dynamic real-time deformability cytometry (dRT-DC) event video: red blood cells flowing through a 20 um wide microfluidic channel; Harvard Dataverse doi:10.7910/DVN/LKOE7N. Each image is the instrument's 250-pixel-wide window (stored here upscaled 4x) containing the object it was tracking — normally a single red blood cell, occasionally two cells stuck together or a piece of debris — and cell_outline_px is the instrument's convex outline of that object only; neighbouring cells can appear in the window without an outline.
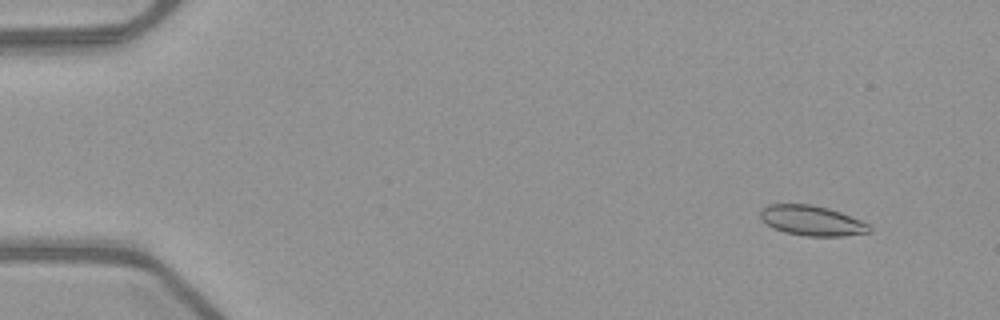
{"species": "common noctule bat (a hibernating species)", "species_latin": "Nyctalus noctula", "temperature_condition": "warm", "stored_images_in_passage": 53, "camera_frame_rate_fps": 3000, "um_per_image_px": 0.085, "animal": {"sex": "female", "body_mass_g": 21.9}, "frame": {"image": 1, "passage_image": 5, "time_ms": 1.333, "image_size_px": [1000, 320], "cell_outline_px": [[872, 232], [844, 236], [804, 236], [784, 232], [772, 228], [760, 220], [760, 208], [768, 204], [812, 204], [828, 208], [840, 212], [860, 220], [868, 224], [872, 228]], "centroid_in_image_um": [68.97, 18.75], "position_along_channel_um": 16.0, "area_um2": 19.36}}
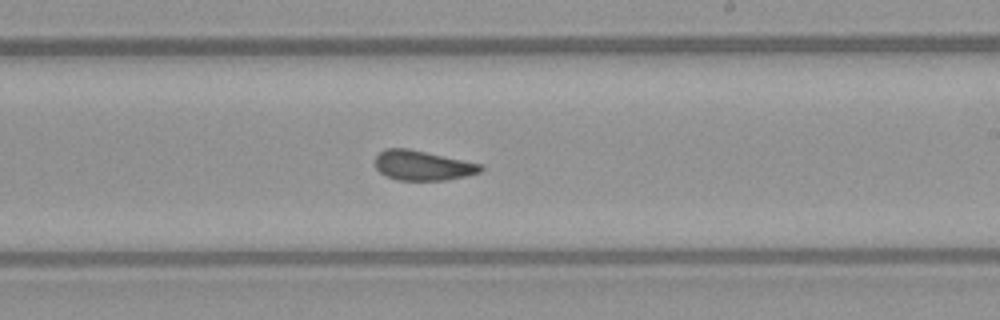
{"frame": {"image": 2, "passage_image": 32, "time_ms": 10.333, "image_size_px": [1000, 320], "cell_outline_px": [[484, 168], [480, 172], [448, 180], [396, 180], [380, 172], [376, 168], [376, 156], [384, 148], [408, 148], [464, 160], [480, 164]], "centroid_in_image_um": [35.91, 14.06], "position_along_channel_um": 253.1, "area_um2": 18.21}}
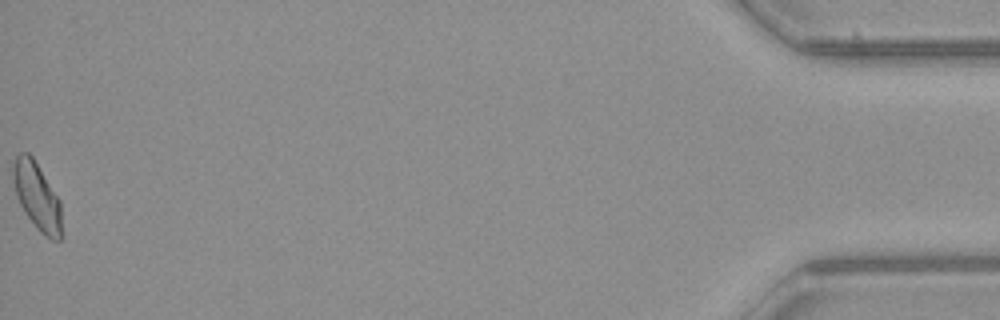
{"frame": {"image": 3, "passage_image": 53, "time_ms": 17.333, "image_size_px": [1000, 320], "cell_outline_px": [[64, 236], [60, 240], [52, 240], [44, 236], [36, 228], [20, 204], [16, 196], [12, 180], [12, 164], [16, 156], [20, 152], [28, 152], [32, 156], [60, 200]], "centroid_in_image_um": [3.17, 16.72], "position_along_channel_um": 432.0, "area_um2": 19.48}, "authors_computed_cell_mechanics": {"area_um2": 19.074, "velocity_mm_per_s": 3.9866, "shape_relaxation_time_tau1_ms": null, "shape_relaxation_time_tau2_ms": 1.5293, "deformation_change_tau1": null, "deformation_change_tau2": 0.0512}}